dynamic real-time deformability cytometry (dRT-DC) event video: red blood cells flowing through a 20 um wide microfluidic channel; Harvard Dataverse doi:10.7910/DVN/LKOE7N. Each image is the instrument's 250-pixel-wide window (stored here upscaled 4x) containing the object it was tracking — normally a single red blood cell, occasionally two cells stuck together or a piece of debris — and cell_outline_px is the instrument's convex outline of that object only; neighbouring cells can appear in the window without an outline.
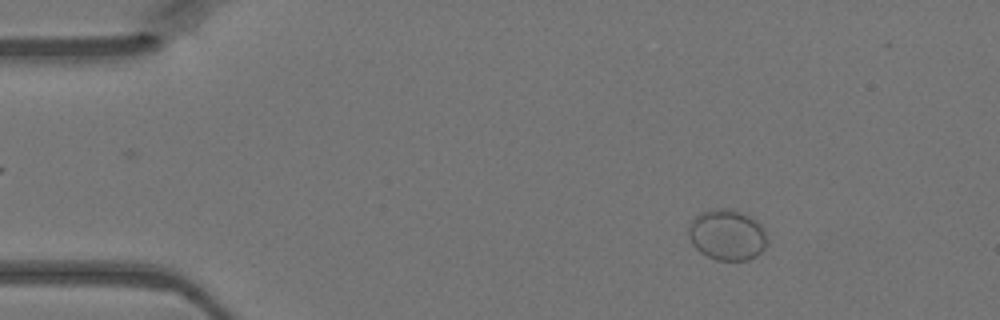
{"species": "Egyptian fruit bat (a non-hibernating species)", "species_latin": "Rousettus aegyptiacus", "temperature_condition": "warm", "stored_images_in_passage": 14, "camera_frame_rate_fps": 3000, "um_per_image_px": 0.085, "animal": {"sex": "female"}, "frame": {"image": 1, "passage_image": 7, "time_ms": 2.0, "image_size_px": [1000, 320], "cell_outline_px": [[764, 248], [756, 256], [748, 260], [716, 260], [700, 252], [692, 244], [688, 236], [688, 228], [692, 220], [700, 212], [708, 208], [728, 208], [740, 212], [756, 220], [760, 224], [764, 232]], "centroid_in_image_um": [61.74, 19.95], "position_along_channel_um": 23.3, "area_um2": 23.12}}
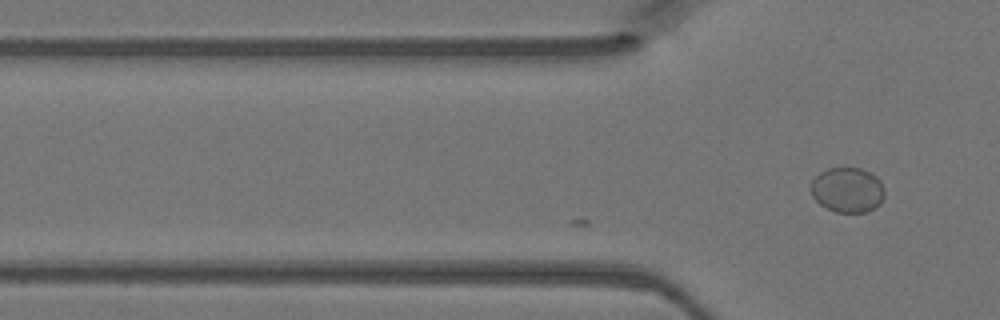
{"frame": {"image": 2, "passage_image": 14, "time_ms": 4.333, "image_size_px": [1000, 320], "cell_outline_px": [[884, 196], [880, 204], [876, 208], [868, 212], [836, 212], [820, 204], [812, 196], [812, 180], [820, 172], [828, 168], [860, 168], [876, 176], [880, 180], [884, 188]], "centroid_in_image_um": [72.06, 16.15], "position_along_channel_um": 53.7, "area_um2": 19.31}}